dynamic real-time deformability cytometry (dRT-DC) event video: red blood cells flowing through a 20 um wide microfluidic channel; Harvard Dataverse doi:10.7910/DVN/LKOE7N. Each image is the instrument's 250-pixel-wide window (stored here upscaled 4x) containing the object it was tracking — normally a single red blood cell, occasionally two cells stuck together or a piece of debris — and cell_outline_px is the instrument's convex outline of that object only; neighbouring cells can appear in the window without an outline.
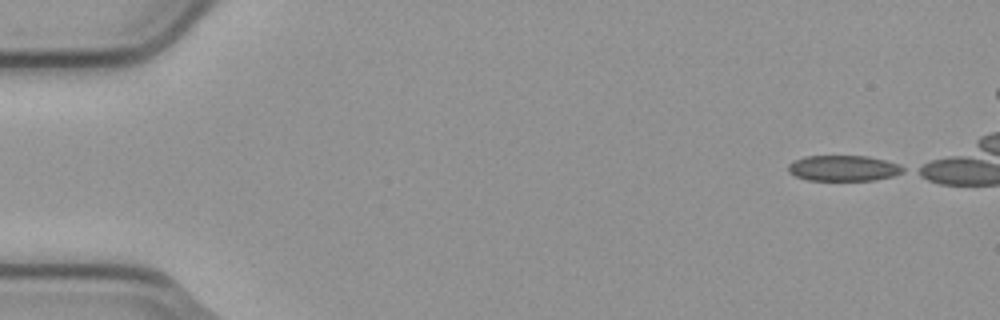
{"species": "common noctule bat (a hibernating species)", "species_latin": "Nyctalus noctula", "temperature_condition": "cold", "stored_images_in_passage": 10, "camera_frame_rate_fps": 3000, "um_per_image_px": 0.085, "animal": {"sex": "male", "body_mass_g": 23.1, "forearm_length_mm": 52.7}, "frame": {"image": 1, "passage_image": 1, "time_ms": 0.0, "image_size_px": [1000, 320], "cell_outline_px": [[904, 172], [892, 176], [876, 180], [808, 180], [796, 176], [788, 172], [788, 164], [804, 156], [868, 156], [884, 160], [896, 164], [904, 168]], "centroid_in_image_um": [71.67, 14.3], "position_along_channel_um": 13.3, "area_um2": 17.05}}
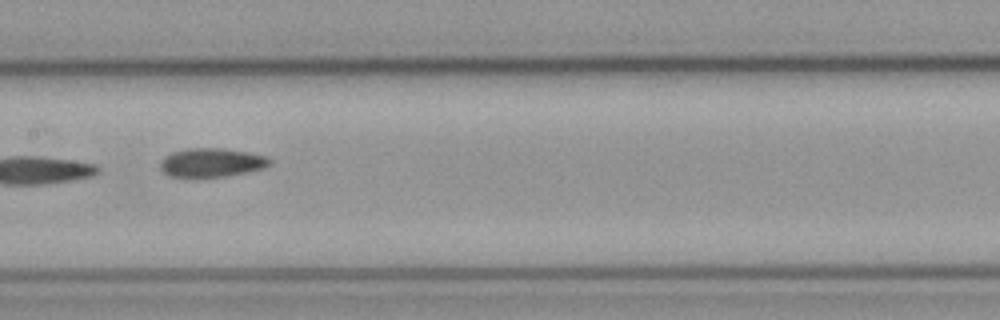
{"frame": {"image": 2, "passage_image": 9, "time_ms": 2.667, "image_size_px": [1000, 320], "cell_outline_px": [[272, 164], [264, 168], [224, 176], [172, 176], [164, 172], [160, 168], [160, 160], [164, 156], [172, 152], [188, 148], [224, 148], [248, 152], [268, 156], [272, 160]], "centroid_in_image_um": [18.01, 13.79], "position_along_channel_um": 189.4, "area_um2": 18.26}}
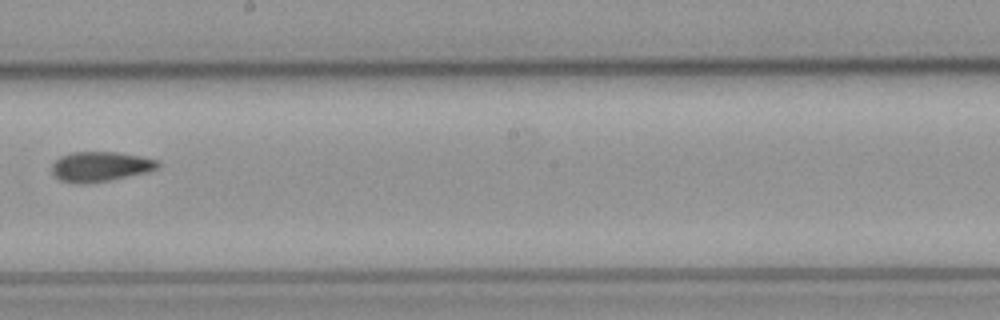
{"frame": {"image": 3, "passage_image": 10, "time_ms": 3.0, "image_size_px": [1000, 320], "cell_outline_px": [[160, 164], [156, 168], [148, 172], [108, 180], [80, 184], [60, 180], [52, 172], [52, 164], [60, 156], [72, 152], [116, 152], [140, 156], [160, 160]], "centroid_in_image_um": [8.53, 14.14], "position_along_channel_um": 239.7, "area_um2": 18.32}}